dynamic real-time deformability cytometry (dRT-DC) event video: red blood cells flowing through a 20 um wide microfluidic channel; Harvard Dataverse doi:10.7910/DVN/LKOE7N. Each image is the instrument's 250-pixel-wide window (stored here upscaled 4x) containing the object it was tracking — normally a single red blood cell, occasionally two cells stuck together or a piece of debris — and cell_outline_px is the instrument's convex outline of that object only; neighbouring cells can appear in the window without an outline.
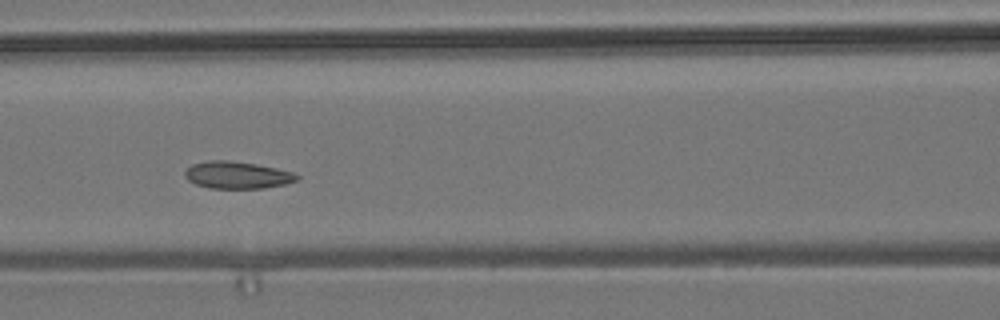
{"species": "common noctule bat (a hibernating species)", "species_latin": "Nyctalus noctula", "temperature_condition": "room temperature", "stored_images_in_passage": 10, "camera_frame_rate_fps": 3000, "um_per_image_px": 0.085, "animal": {"sex": "male", "body_mass_g": 19.2, "forearm_length_mm": 51.8}, "frame": {"image": 1, "passage_image": 6, "time_ms": 6.667, "image_size_px": [1000, 320], "cell_outline_px": [[300, 176], [296, 180], [284, 184], [264, 188], [212, 188], [196, 184], [188, 180], [184, 176], [184, 172], [192, 164], [212, 160], [228, 160], [256, 164], [276, 168], [292, 172]], "centroid_in_image_um": [20.15, 14.87], "position_along_channel_um": 146.5, "area_um2": 17.51}}
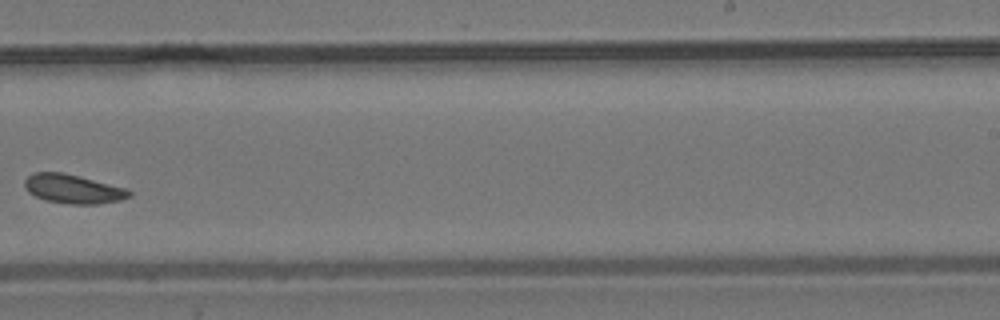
{"frame": {"image": 2, "passage_image": 9, "time_ms": 10.333, "image_size_px": [1000, 320], "cell_outline_px": [[132, 196], [120, 200], [96, 204], [68, 204], [44, 200], [28, 192], [24, 184], [24, 180], [32, 172], [60, 172], [80, 176], [128, 188], [132, 192]], "centroid_in_image_um": [6.23, 16.05], "position_along_channel_um": 282.8, "area_um2": 17.86}}
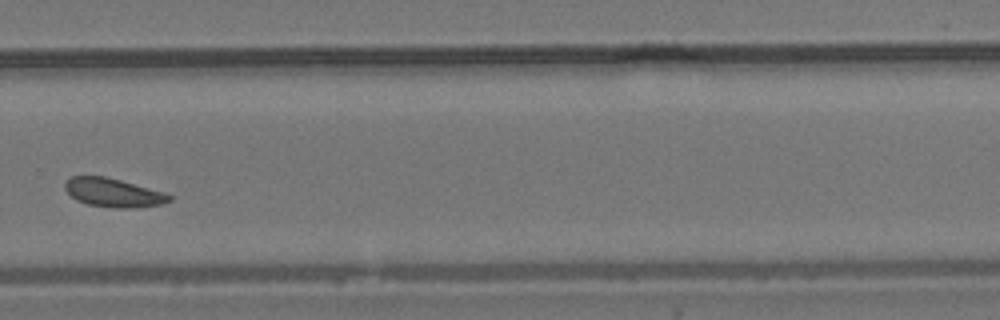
{"frame": {"image": 3, "passage_image": 10, "time_ms": 11.333, "image_size_px": [1000, 320], "cell_outline_px": [[172, 200], [160, 204], [136, 208], [112, 208], [88, 204], [76, 200], [64, 188], [64, 184], [72, 176], [104, 176], [120, 180], [164, 192], [172, 196]], "centroid_in_image_um": [9.63, 16.38], "position_along_channel_um": 320.2, "area_um2": 17.34}}